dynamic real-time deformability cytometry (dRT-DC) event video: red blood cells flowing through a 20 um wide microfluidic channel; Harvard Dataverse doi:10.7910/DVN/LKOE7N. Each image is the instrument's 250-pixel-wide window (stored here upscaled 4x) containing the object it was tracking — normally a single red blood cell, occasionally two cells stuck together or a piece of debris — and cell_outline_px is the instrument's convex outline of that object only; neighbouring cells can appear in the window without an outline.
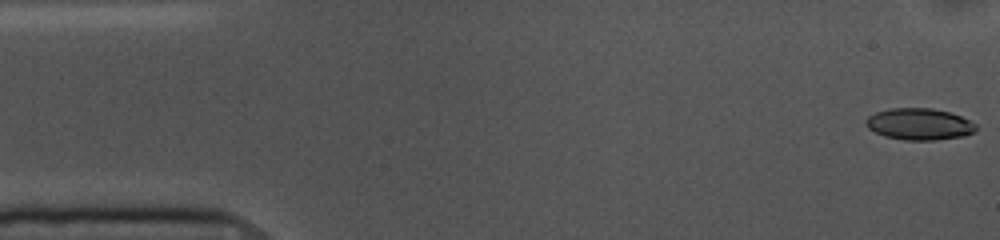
{"species": "common noctule bat (a hibernating species)", "species_latin": "Nyctalus noctula", "temperature_condition": "cold", "stored_images_in_passage": 9, "camera_frame_rate_fps": 3000, "um_per_image_px": 0.085, "animal": {"sex": "female", "body_mass_g": 10.0, "forearm_length_mm": 53.1}, "frame": {"image": 1, "passage_image": 1, "time_ms": 0.0, "image_size_px": [1000, 240], "cell_outline_px": [[976, 128], [972, 132], [964, 136], [936, 140], [904, 140], [884, 136], [868, 128], [864, 124], [864, 120], [868, 116], [876, 112], [892, 108], [932, 108], [948, 112], [960, 116], [976, 124]], "centroid_in_image_um": [78.1, 10.55], "position_along_channel_um": 6.9, "area_um2": 20.23}}